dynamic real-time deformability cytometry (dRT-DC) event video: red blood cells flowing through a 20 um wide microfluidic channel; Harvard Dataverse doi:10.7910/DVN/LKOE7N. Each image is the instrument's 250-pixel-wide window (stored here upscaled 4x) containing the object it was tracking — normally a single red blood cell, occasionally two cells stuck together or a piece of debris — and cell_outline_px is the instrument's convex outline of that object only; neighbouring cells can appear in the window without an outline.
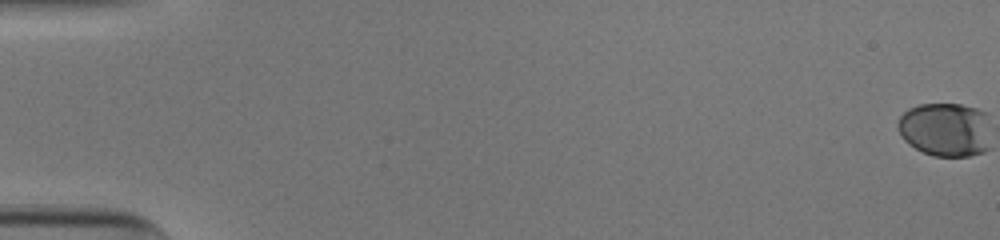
{"species": "human", "species_latin": "Homo sapiens", "temperature_condition": "cold", "stored_images_in_passage": 46, "camera_frame_rate_fps": 3000, "um_per_image_px": 0.085, "donor": {"sex": "male"}, "frame": {"image": 1, "passage_image": 1, "time_ms": 0.0, "image_size_px": [1000, 240], "cell_outline_px": [[976, 152], [964, 156], [940, 156], [924, 152], [912, 144], [904, 136], [900, 128], [900, 120], [912, 108], [924, 104], [956, 104], [968, 108]], "centroid_in_image_um": [79.87, 11.01], "position_along_channel_um": 5.1, "area_um2": 23.12}}
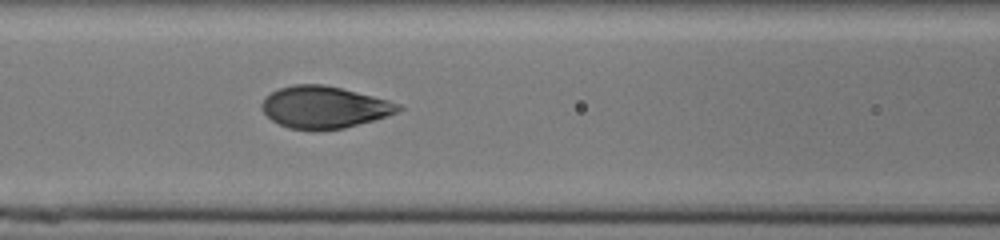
{"frame": {"image": 2, "passage_image": 26, "time_ms": 8.333, "image_size_px": [1000, 240], "cell_outline_px": [[392, 112], [368, 120], [336, 128], [296, 128], [284, 124], [276, 120], [264, 108], [264, 104], [268, 96], [284, 88], [336, 88], [380, 100]], "centroid_in_image_um": [27.4, 9.15], "position_along_channel_um": 139.2, "area_um2": 27.98}}
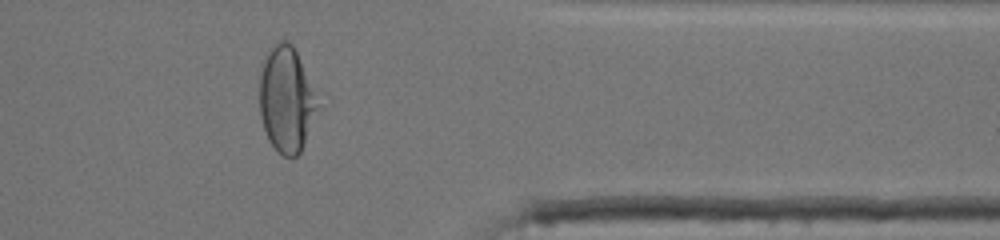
{"frame": {"image": 3, "passage_image": 46, "time_ms": 15.0, "image_size_px": [1000, 240], "cell_outline_px": [[304, 112], [300, 148], [292, 156], [288, 156], [280, 152], [276, 148], [268, 136], [264, 124], [260, 104], [260, 92], [264, 68], [272, 52], [276, 48], [284, 44], [288, 44], [292, 48], [296, 56], [300, 68], [304, 88]], "centroid_in_image_um": [24.07, 8.51], "position_along_channel_um": 387.3, "area_um2": 27.51}}